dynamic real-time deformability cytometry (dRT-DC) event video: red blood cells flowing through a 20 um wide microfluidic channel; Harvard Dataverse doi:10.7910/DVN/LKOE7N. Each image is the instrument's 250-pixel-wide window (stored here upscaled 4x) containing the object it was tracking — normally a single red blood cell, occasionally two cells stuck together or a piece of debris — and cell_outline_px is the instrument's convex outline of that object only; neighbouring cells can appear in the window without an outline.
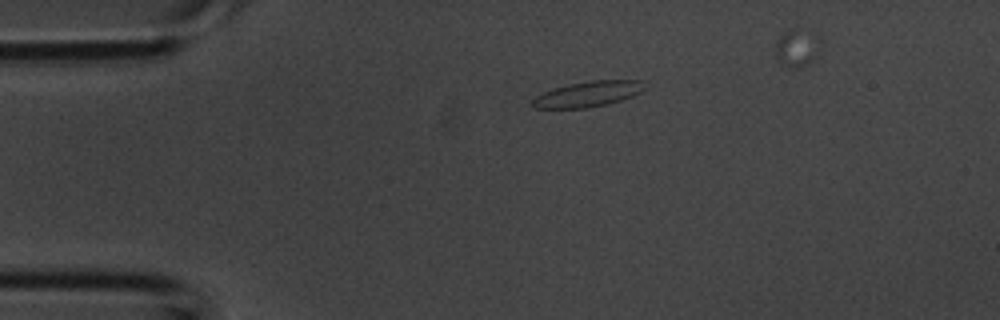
{"species": "common noctule bat (a hibernating species)", "species_latin": "Nyctalus noctula", "temperature_condition": "room temperature", "stored_images_in_passage": 4, "camera_frame_rate_fps": 3000, "um_per_image_px": 0.085, "animal": {"sex": "male", "body_mass_g": 20.1, "forearm_length_mm": 53.5}, "frame": {"image": 1, "passage_image": 1, "time_ms": 0.0, "image_size_px": [1000, 320], "cell_outline_px": [[644, 88], [640, 92], [632, 96], [608, 104], [588, 108], [532, 108], [532, 100], [536, 96], [544, 92], [568, 84], [592, 80], [640, 80]], "centroid_in_image_um": [49.95, 8.0], "position_along_channel_um": 35.1, "area_um2": 16.47}}